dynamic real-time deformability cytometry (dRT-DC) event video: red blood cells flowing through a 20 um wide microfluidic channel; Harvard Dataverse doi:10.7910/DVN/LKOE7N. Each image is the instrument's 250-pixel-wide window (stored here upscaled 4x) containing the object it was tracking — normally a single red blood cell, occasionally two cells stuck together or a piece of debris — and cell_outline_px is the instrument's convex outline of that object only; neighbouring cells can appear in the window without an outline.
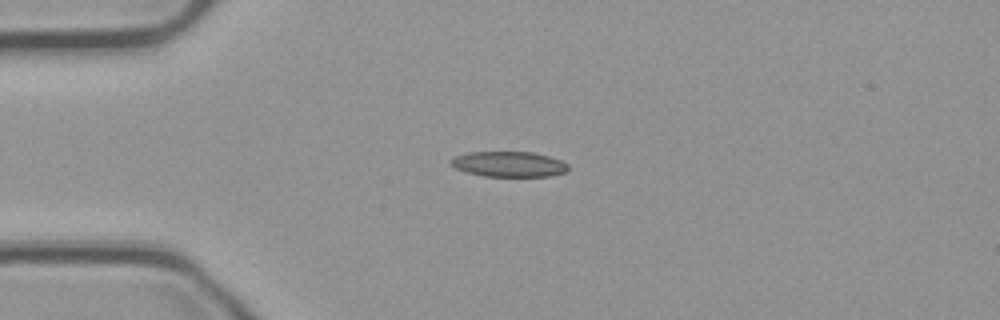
{"species": "common noctule bat (a hibernating species)", "species_latin": "Nyctalus noctula", "temperature_condition": "cold", "stored_images_in_passage": 42, "camera_frame_rate_fps": 3000, "um_per_image_px": 0.085, "animal": {"sex": "male", "body_mass_g": 23.1, "forearm_length_mm": 52.7}, "frame": {"image": 1, "passage_image": 1, "time_ms": 0.0, "image_size_px": [1000, 320], "cell_outline_px": [[568, 168], [564, 172], [552, 176], [484, 176], [464, 172], [456, 168], [448, 160], [456, 156], [468, 152], [532, 152], [548, 156], [560, 160], [568, 164]], "centroid_in_image_um": [43.23, 13.95], "position_along_channel_um": 41.8, "area_um2": 17.28}}
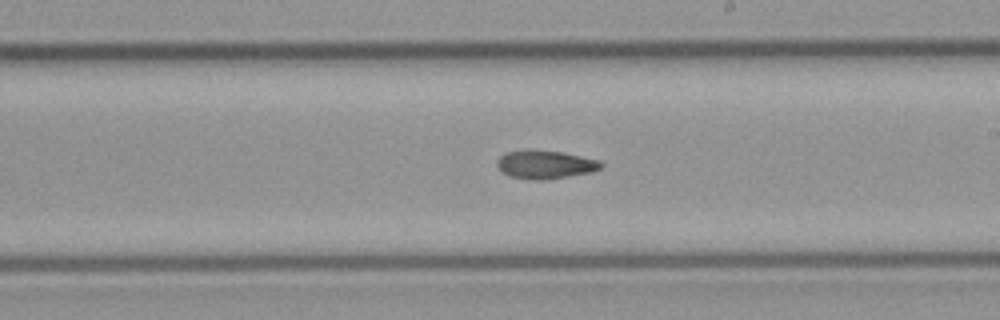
{"frame": {"image": 2, "passage_image": 19, "time_ms": 6.0, "image_size_px": [1000, 320], "cell_outline_px": [[604, 164], [600, 168], [592, 172], [548, 180], [532, 180], [508, 176], [496, 164], [496, 160], [504, 152], [524, 148], [532, 148], [564, 152], [600, 160]], "centroid_in_image_um": [46.33, 13.96], "position_along_channel_um": 242.7, "area_um2": 17.8}}
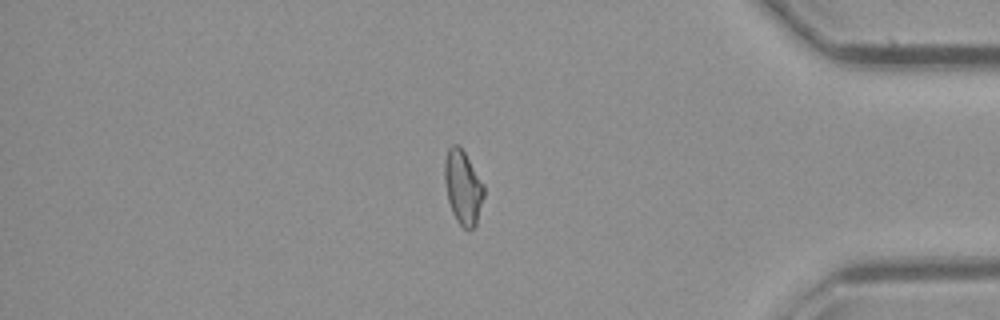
{"frame": {"image": 3, "passage_image": 34, "time_ms": 11.0, "image_size_px": [1000, 320], "cell_outline_px": [[484, 196], [476, 224], [468, 232], [456, 220], [452, 212], [448, 200], [444, 180], [444, 164], [448, 148], [452, 144], [460, 144], [484, 184]], "centroid_in_image_um": [39.35, 15.9], "position_along_channel_um": 395.9, "area_um2": 17.11}, "authors_computed_cell_mechanics": {"area_um2": 17.1377, "velocity_mm_per_s": 3.7193, "shape_relaxation_time_tau1_ms": 8.0127, "shape_relaxation_time_tau2_ms": null, "deformation_change_tau1": 0.1568, "deformation_change_tau2": null}}